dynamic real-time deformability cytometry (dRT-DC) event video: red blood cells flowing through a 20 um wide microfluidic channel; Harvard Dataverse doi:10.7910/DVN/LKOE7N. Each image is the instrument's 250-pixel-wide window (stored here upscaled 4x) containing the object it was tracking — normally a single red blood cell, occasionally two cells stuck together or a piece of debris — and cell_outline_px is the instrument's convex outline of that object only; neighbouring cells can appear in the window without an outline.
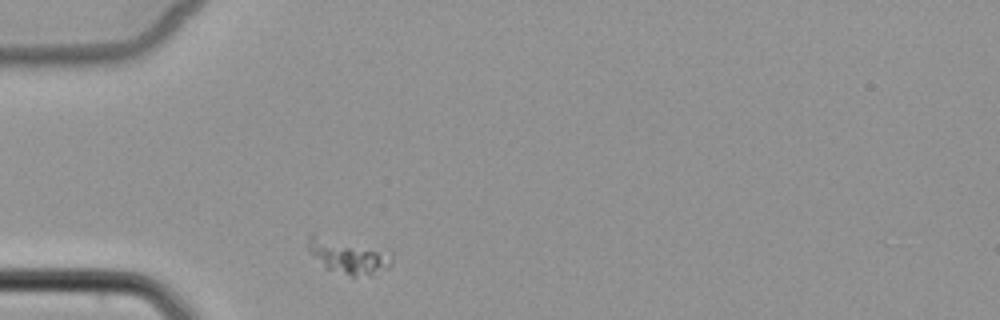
{"species": "common noctule bat (a hibernating species)", "species_latin": "Nyctalus noctula", "temperature_condition": "cold", "stored_images_in_passage": 1, "camera_frame_rate_fps": 3000, "um_per_image_px": 0.085, "animal": {"sex": "female", "body_mass_g": 22.7, "forearm_length_mm": 54.2}, "frame": {"image": 1, "passage_image": 1, "time_ms": 0.0, "image_size_px": [1000, 320], "cell_outline_px": [[392, 264], [388, 268], [372, 272], [352, 276], [324, 268], [308, 248], [308, 232], [312, 232], [392, 252]], "centroid_in_image_um": [29.55, 21.71], "position_along_channel_um": 55.4, "area_um2": 16.76}}